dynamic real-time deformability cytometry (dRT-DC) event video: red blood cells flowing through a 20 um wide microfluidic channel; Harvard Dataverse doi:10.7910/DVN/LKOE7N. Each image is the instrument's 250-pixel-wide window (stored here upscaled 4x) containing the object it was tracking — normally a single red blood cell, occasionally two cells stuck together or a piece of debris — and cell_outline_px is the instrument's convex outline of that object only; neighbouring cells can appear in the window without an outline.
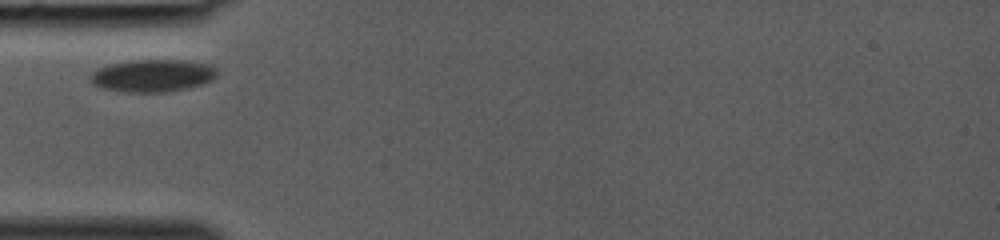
{"species": "common noctule bat (a hibernating species)", "species_latin": "Nyctalus noctula", "temperature_condition": "room temperature", "stored_images_in_passage": 14, "camera_frame_rate_fps": 3000, "um_per_image_px": 0.085, "animal": {"sex": "female", "body_mass_g": 19.0, "forearm_length_mm": 53.3}, "frame": {"image": 1, "passage_image": 1, "time_ms": 0.0, "image_size_px": [1000, 240], "cell_outline_px": [[216, 76], [212, 80], [204, 84], [188, 88], [168, 92], [124, 92], [100, 88], [92, 84], [92, 72], [108, 64], [132, 60], [184, 60], [212, 64], [216, 68]], "centroid_in_image_um": [13.01, 6.43], "position_along_channel_um": 72.0, "area_um2": 24.16}}